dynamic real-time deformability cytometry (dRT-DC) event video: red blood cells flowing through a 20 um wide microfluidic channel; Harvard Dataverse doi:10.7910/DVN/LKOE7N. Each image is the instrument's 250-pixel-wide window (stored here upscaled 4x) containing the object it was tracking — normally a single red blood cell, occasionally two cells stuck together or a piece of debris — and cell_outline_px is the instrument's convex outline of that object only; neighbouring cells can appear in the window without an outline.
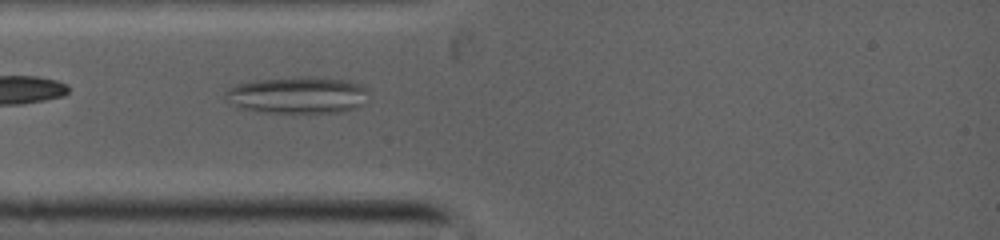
{"species": "common noctule bat (a hibernating species)", "species_latin": "Nyctalus noctula", "temperature_condition": "warm", "stored_images_in_passage": 59, "camera_frame_rate_fps": 5000, "um_per_image_px": 0.085, "animal": {"sex": "female", "body_mass_g": 19.0, "forearm_length_mm": 53.3}, "frame": {"image": 1, "passage_image": 1, "time_ms": 0.0, "image_size_px": [1000, 240], "cell_outline_px": [[364, 88], [356, 108], [340, 112], [272, 112], [244, 108], [236, 104], [224, 96], [232, 88], [240, 84], [256, 80], [348, 80]], "centroid_in_image_um": [25.24, 8.13], "position_along_channel_um": 59.8, "area_um2": 27.8}}
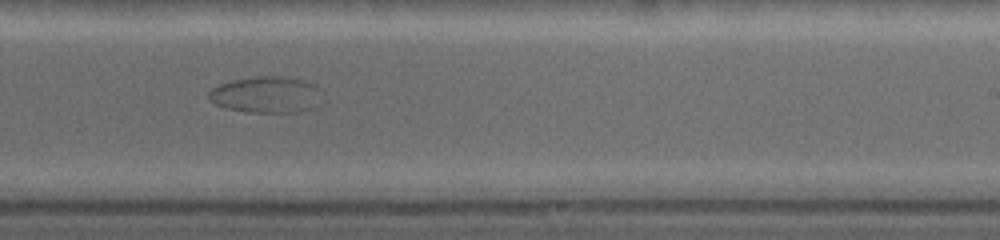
{"frame": {"image": 2, "passage_image": 30, "time_ms": 5.2, "image_size_px": [1000, 240], "cell_outline_px": [[308, 84], [292, 112], [256, 112], [228, 108], [216, 104], [208, 96], [208, 92], [212, 88], [220, 84], [236, 80], [272, 76], [276, 76], [300, 80]], "centroid_in_image_um": [22.06, 8.01], "position_along_channel_um": 266.9, "area_um2": 19.88}}
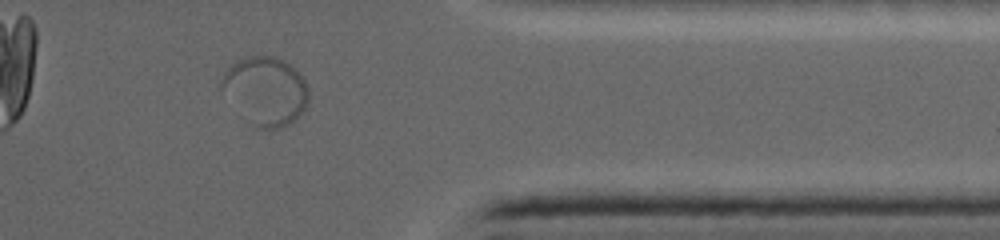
{"frame": {"image": 3, "passage_image": 49, "time_ms": 8.6, "image_size_px": [1000, 240], "cell_outline_px": [[308, 100], [304, 108], [288, 124], [276, 128], [268, 128], [260, 124], [224, 84], [224, 72], [232, 64], [240, 60], [252, 56], [272, 56], [284, 60], [304, 80], [308, 88]], "centroid_in_image_um": [22.75, 7.6], "position_along_channel_um": 388.6, "area_um2": 30.87}}